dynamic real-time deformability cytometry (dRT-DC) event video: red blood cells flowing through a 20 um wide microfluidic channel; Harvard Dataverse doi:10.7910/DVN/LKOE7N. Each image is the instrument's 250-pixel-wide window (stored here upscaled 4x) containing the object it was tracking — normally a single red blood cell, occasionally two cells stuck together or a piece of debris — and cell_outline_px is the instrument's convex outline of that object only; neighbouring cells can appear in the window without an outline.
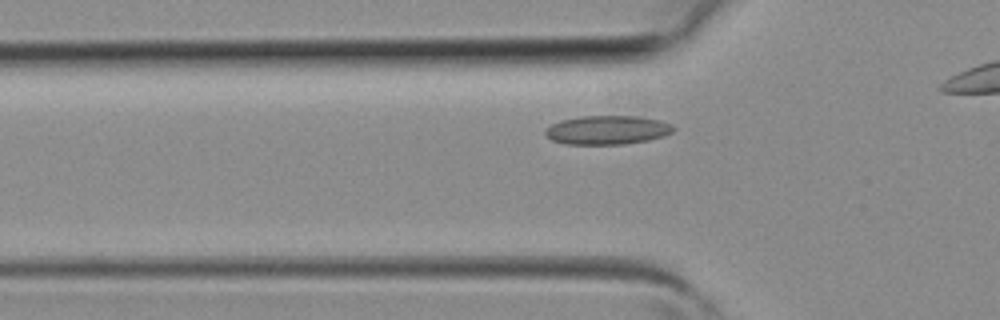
{"species": "common noctule bat (a hibernating species)", "species_latin": "Nyctalus noctula", "temperature_condition": "room temperature", "stored_images_in_passage": 2, "camera_frame_rate_fps": 3000, "um_per_image_px": 0.085, "animal": {"sex": "female", "body_mass_g": 19.3, "forearm_length_mm": 54.1}, "frame": {"image": 1, "passage_image": 2, "time_ms": 0.333, "image_size_px": [1000, 320], "cell_outline_px": [[676, 128], [672, 132], [664, 136], [648, 140], [624, 144], [564, 144], [552, 140], [544, 132], [544, 128], [560, 120], [580, 116], [636, 116], [660, 120], [672, 124]], "centroid_in_image_um": [51.62, 11.04], "position_along_channel_um": 74.2, "area_um2": 21.68}}